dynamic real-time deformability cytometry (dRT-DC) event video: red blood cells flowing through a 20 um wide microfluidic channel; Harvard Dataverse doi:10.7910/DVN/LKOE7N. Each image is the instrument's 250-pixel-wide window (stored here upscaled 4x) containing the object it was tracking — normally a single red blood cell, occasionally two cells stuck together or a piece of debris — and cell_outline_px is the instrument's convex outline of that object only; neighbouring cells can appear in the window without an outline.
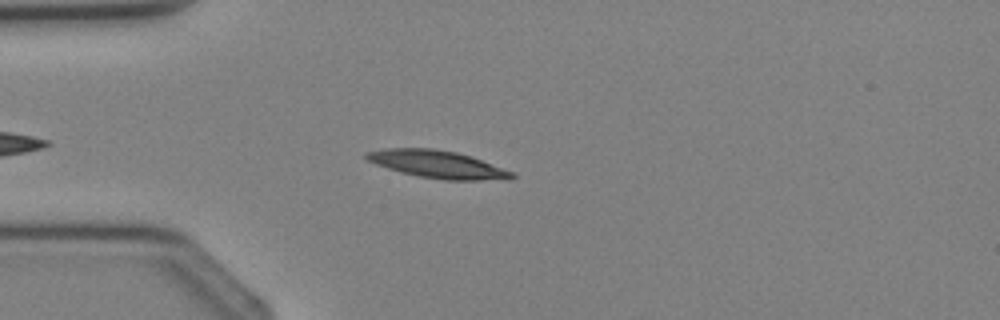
{"species": "Egyptian fruit bat (a non-hibernating species)", "species_latin": "Rousettus aegyptiacus", "temperature_condition": "cold", "stored_images_in_passage": 3, "camera_frame_rate_fps": 3000, "um_per_image_px": 0.085, "animal": {"sex": "female"}, "frame": {"image": 1, "passage_image": 3, "time_ms": 2.667, "image_size_px": [1000, 320], "cell_outline_px": [[516, 176], [512, 180], [444, 180], [420, 176], [400, 172], [376, 164], [368, 160], [364, 156], [368, 152], [384, 148], [432, 148], [456, 152], [472, 156], [516, 172]], "centroid_in_image_um": [37.29, 13.97], "position_along_channel_um": 47.7, "area_um2": 23.58}}